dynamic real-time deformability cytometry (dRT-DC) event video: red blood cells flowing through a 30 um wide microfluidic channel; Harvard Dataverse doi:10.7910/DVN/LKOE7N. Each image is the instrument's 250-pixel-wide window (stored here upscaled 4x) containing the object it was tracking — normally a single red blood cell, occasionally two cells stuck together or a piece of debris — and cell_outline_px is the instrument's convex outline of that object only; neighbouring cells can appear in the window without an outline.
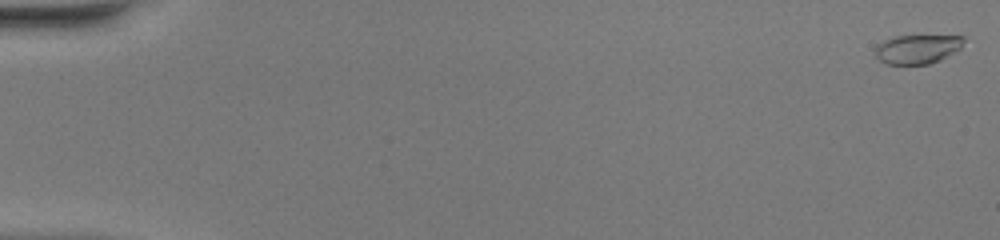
{"species": "common noctule bat (a hibernating species)", "species_latin": "Nyctalus noctula", "temperature_condition": "warm", "stored_images_in_passage": 8, "camera_frame_rate_fps": 3000, "um_per_image_px": 0.085, "animal": {"sex": "female", "body_mass_g": 20.0, "forearm_length_mm": 54.0}, "frame": {"image": 1, "passage_image": 1, "time_ms": 0.0, "image_size_px": [1000, 240], "cell_outline_px": [[964, 40], [960, 48], [940, 60], [928, 64], [888, 64], [880, 60], [872, 52], [876, 44], [892, 36], [964, 36]], "centroid_in_image_um": [77.91, 4.17], "position_along_channel_um": 7.1, "area_um2": 15.03}}